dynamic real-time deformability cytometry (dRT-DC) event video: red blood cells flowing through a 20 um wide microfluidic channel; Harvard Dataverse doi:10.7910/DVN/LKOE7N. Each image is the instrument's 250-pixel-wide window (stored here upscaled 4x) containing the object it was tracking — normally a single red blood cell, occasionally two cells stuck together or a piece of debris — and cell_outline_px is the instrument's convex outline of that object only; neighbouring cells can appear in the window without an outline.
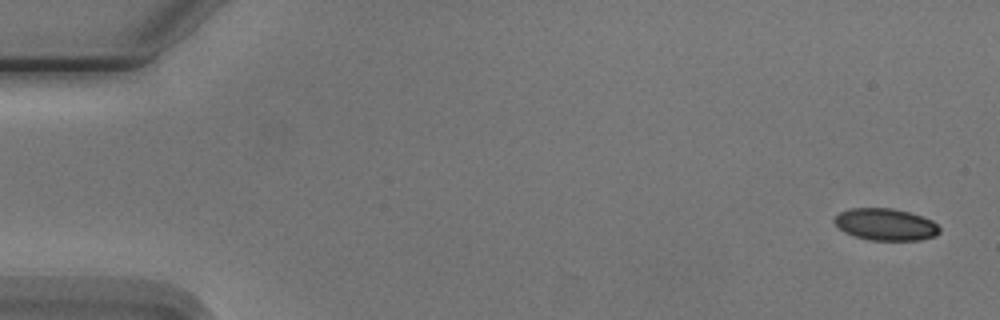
{"species": "Egyptian fruit bat (a non-hibernating species)", "species_latin": "Rousettus aegyptiacus", "temperature_condition": "cold", "stored_images_in_passage": 6, "camera_frame_rate_fps": 3000, "um_per_image_px": 0.085, "animal": {"sex": "male"}, "frame": {"image": 1, "passage_image": 1, "time_ms": 0.0, "image_size_px": [1000, 320], "cell_outline_px": [[940, 232], [936, 236], [920, 240], [872, 240], [856, 236], [844, 232], [832, 220], [840, 212], [848, 208], [892, 208], [908, 212], [932, 220], [940, 228]], "centroid_in_image_um": [75.28, 19.07], "position_along_channel_um": 9.7, "area_um2": 19.48}}